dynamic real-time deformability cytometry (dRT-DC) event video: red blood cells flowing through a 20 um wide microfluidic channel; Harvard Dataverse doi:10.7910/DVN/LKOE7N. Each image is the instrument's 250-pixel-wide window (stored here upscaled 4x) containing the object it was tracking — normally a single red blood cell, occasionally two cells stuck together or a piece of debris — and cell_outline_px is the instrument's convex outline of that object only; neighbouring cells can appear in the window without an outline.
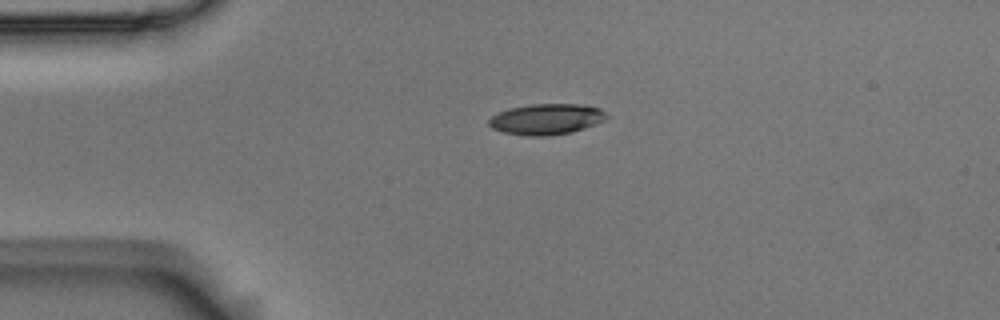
{"species": "Egyptian fruit bat (a non-hibernating species)", "species_latin": "Rousettus aegyptiacus", "temperature_condition": "room temperature", "stored_images_in_passage": 44, "camera_frame_rate_fps": 3000, "um_per_image_px": 0.085, "animal": {"sex": "male"}, "frame": {"image": 1, "passage_image": 1, "time_ms": 0.0, "image_size_px": [1000, 320], "cell_outline_px": [[608, 120], [572, 132], [548, 136], [532, 136], [504, 132], [492, 128], [488, 124], [488, 120], [492, 116], [508, 108], [528, 104], [584, 104], [600, 108], [608, 116]], "centroid_in_image_um": [46.48, 10.12], "position_along_channel_um": 38.5, "area_um2": 21.27}}
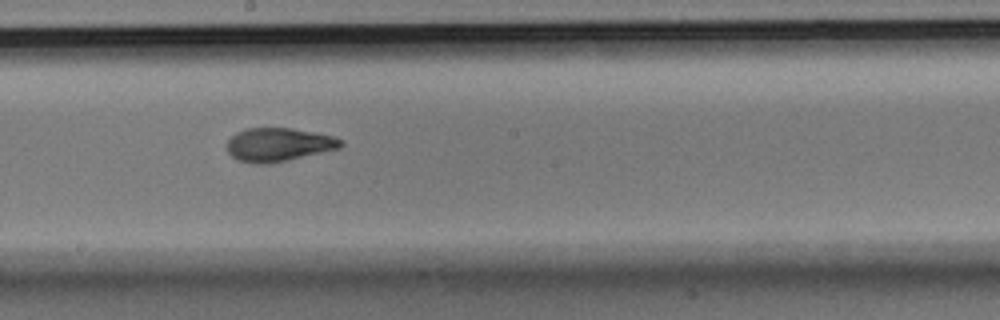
{"frame": {"image": 2, "passage_image": 19, "time_ms": 6.0, "image_size_px": [1000, 320], "cell_outline_px": [[344, 144], [340, 148], [272, 164], [256, 164], [240, 160], [232, 156], [228, 152], [228, 140], [236, 132], [244, 128], [292, 128], [332, 136], [344, 140]], "centroid_in_image_um": [23.69, 12.3], "position_along_channel_um": 224.5, "area_um2": 22.25}}
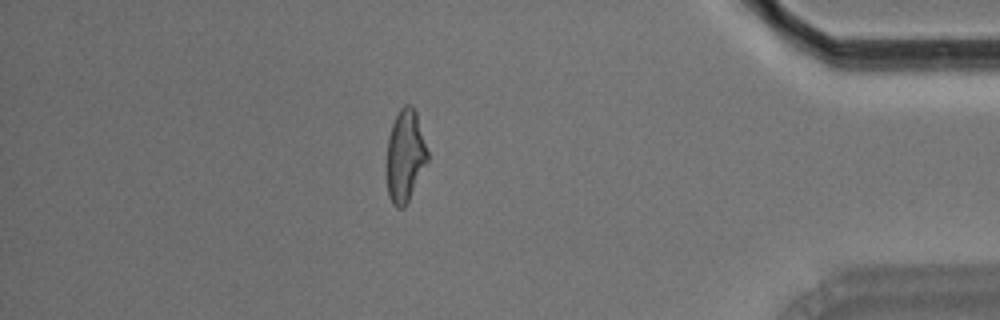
{"frame": {"image": 3, "passage_image": 37, "time_ms": 12.0, "image_size_px": [1000, 320], "cell_outline_px": [[428, 160], [404, 208], [396, 208], [392, 204], [388, 196], [388, 140], [392, 124], [400, 108], [404, 104], [412, 104], [416, 112], [428, 152]], "centroid_in_image_um": [34.45, 13.23], "position_along_channel_um": 400.8, "area_um2": 21.5}, "authors_computed_cell_mechanics": {"area_um2": 22.253, "velocity_mm_per_s": 3.5788, "shape_relaxation_time_tau1_ms": 5.5476, "shape_relaxation_time_tau2_ms": 2.006, "deformation_change_tau1": 0.1735, "deformation_change_tau2": 0.0799}}